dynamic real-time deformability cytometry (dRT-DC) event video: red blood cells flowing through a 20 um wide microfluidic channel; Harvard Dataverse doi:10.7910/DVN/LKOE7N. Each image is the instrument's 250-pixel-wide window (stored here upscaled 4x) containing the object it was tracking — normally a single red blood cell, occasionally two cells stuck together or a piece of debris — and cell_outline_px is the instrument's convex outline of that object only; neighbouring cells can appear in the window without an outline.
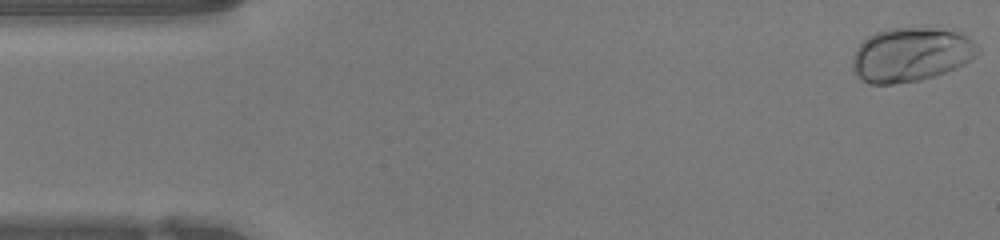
{"species": "human", "species_latin": "Homo sapiens", "temperature_condition": "warm", "stored_images_in_passage": 47, "camera_frame_rate_fps": 3000, "um_per_image_px": 0.085, "donor": {"sex": "female"}, "frame": {"image": 1, "passage_image": 1, "time_ms": 0.0, "image_size_px": [1000, 240], "cell_outline_px": [[980, 52], [972, 60], [956, 68], [920, 80], [892, 84], [868, 84], [860, 80], [856, 76], [852, 68], [852, 56], [856, 48], [868, 36], [876, 32], [888, 28], [932, 28], [960, 32], [968, 36], [980, 48]], "centroid_in_image_um": [77.42, 4.64], "position_along_channel_um": 7.6, "area_um2": 39.82}}
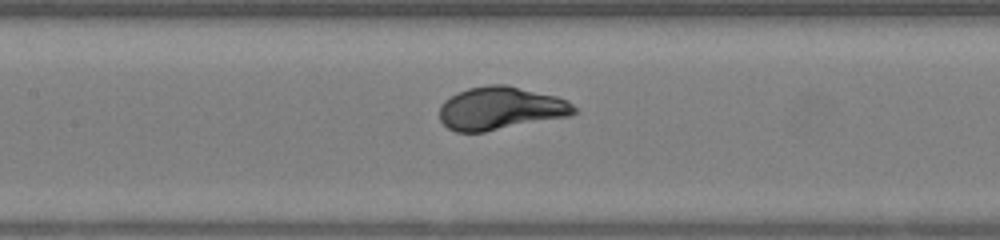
{"frame": {"image": 2, "passage_image": 21, "time_ms": 6.667, "image_size_px": [1000, 240], "cell_outline_px": [[576, 112], [572, 116], [484, 132], [456, 132], [448, 128], [440, 120], [440, 104], [444, 100], [468, 88], [488, 84], [504, 84], [556, 96], [568, 100], [576, 108]], "centroid_in_image_um": [42.56, 9.21], "position_along_channel_um": 164.8, "area_um2": 33.81}}
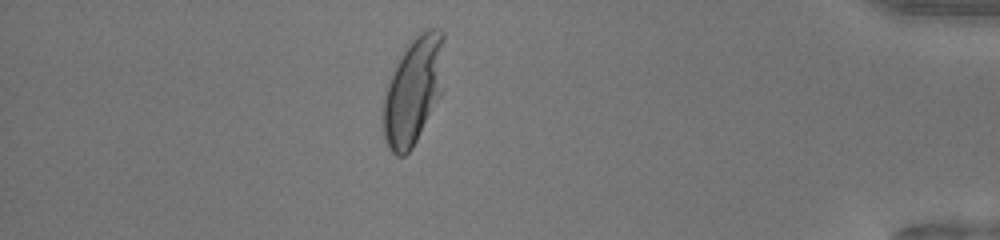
{"frame": {"image": 3, "passage_image": 41, "time_ms": 13.333, "image_size_px": [1000, 240], "cell_outline_px": [[444, 88], [440, 96], [412, 148], [404, 156], [396, 156], [388, 148], [384, 136], [384, 92], [396, 60], [404, 48], [420, 32], [428, 28], [440, 28], [444, 32]], "centroid_in_image_um": [35.16, 7.64], "position_along_channel_um": 400.0, "area_um2": 38.67}, "authors_computed_cell_mechanics": {"area_um2": 34.5644, "velocity_mm_per_s": 4.2469, "shape_relaxation_time_tau1_ms": 2.163, "shape_relaxation_time_tau2_ms": null, "deformation_change_tau1": 0.1668, "deformation_change_tau2": null}}